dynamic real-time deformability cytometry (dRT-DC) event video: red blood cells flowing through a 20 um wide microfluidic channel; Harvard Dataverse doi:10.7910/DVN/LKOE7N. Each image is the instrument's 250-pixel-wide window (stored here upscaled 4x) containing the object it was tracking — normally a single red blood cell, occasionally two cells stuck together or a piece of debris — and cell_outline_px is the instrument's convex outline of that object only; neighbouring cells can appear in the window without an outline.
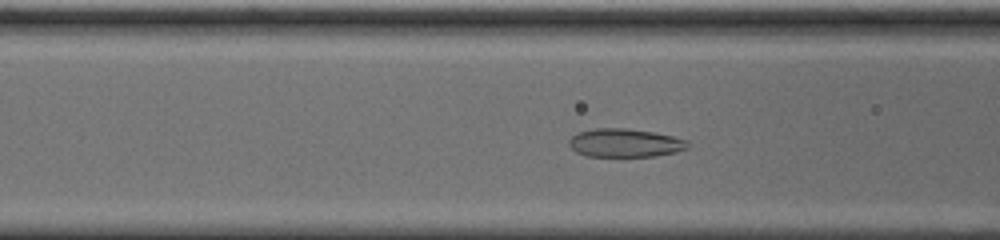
{"species": "common noctule bat (a hibernating species)", "species_latin": "Nyctalus noctula", "temperature_condition": "cold", "stored_images_in_passage": 41, "camera_frame_rate_fps": 3000, "um_per_image_px": 0.085, "animal": {"sex": "male", "body_mass_g": 20.0, "forearm_length_mm": 53.3}, "frame": {"image": 1, "passage_image": 5, "time_ms": 1.333, "image_size_px": [1000, 240], "cell_outline_px": [[692, 144], [688, 148], [676, 152], [656, 156], [588, 156], [576, 152], [568, 144], [568, 140], [576, 132], [592, 128], [628, 128], [652, 132], [672, 136], [688, 140]], "centroid_in_image_um": [53.13, 12.14], "position_along_channel_um": 113.5, "area_um2": 19.88}}
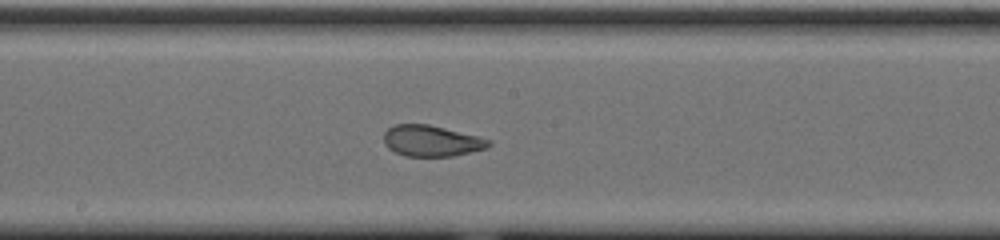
{"frame": {"image": 2, "passage_image": 13, "time_ms": 4.0, "image_size_px": [1000, 240], "cell_outline_px": [[492, 144], [488, 148], [452, 156], [404, 156], [388, 148], [384, 144], [384, 132], [388, 128], [396, 124], [428, 124], [492, 140]], "centroid_in_image_um": [36.67, 11.98], "position_along_channel_um": 211.5, "area_um2": 18.9}}
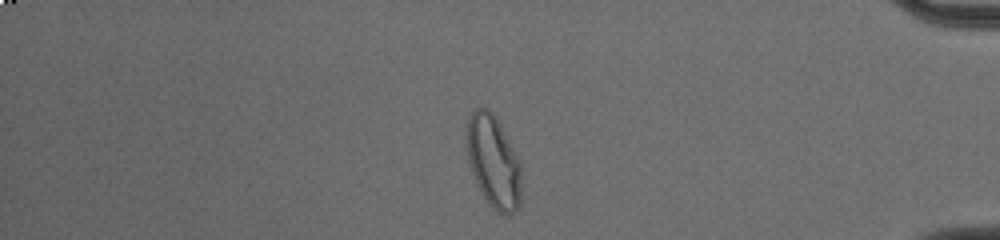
{"frame": {"image": 3, "passage_image": 31, "time_ms": 10.0, "image_size_px": [1000, 240], "cell_outline_px": [[520, 204], [516, 212], [508, 216], [496, 212], [492, 208], [484, 196], [472, 172], [468, 160], [464, 140], [464, 120], [476, 108], [488, 108], [492, 112], [500, 124], [520, 164]], "centroid_in_image_um": [41.88, 13.7], "position_along_channel_um": 393.3, "area_um2": 29.71}, "authors_computed_cell_mechanics": {"area_um2": 20.2878, "velocity_mm_per_s": 3.6771, "shape_relaxation_time_tau1_ms": 10.3872, "shape_relaxation_time_tau2_ms": 0.9729, "deformation_change_tau1": 0.2762, "deformation_change_tau2": 0.065}}